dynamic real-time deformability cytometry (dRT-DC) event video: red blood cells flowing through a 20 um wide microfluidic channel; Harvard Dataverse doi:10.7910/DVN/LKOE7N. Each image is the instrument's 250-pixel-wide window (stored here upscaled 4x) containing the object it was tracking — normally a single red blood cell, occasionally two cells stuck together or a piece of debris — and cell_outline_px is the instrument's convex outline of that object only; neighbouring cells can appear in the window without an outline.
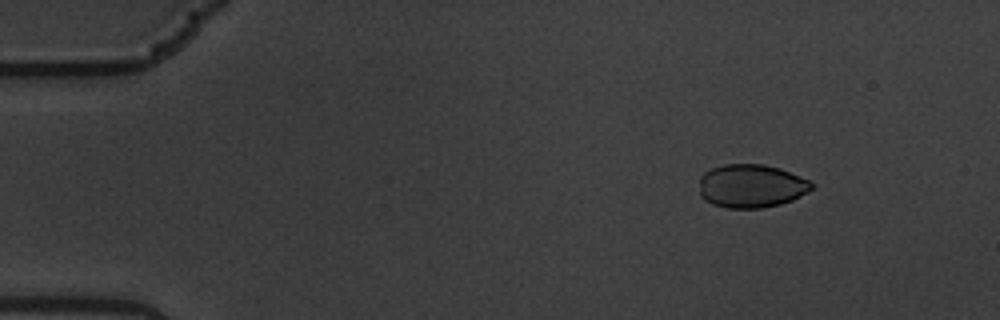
{"species": "common noctule bat (a hibernating species)", "species_latin": "Nyctalus noctula", "temperature_condition": "warm", "stored_images_in_passage": 6, "camera_frame_rate_fps": 3000, "um_per_image_px": 0.085, "animal": {"sex": "male", "body_mass_g": 19.5, "forearm_length_mm": 54.6}, "frame": {"image": 1, "passage_image": 3, "time_ms": 0.667, "image_size_px": [1000, 320], "cell_outline_px": [[816, 184], [808, 192], [792, 200], [780, 204], [760, 208], [728, 208], [712, 204], [704, 200], [700, 196], [700, 176], [704, 172], [712, 168], [724, 164], [764, 164], [780, 168], [808, 180]], "centroid_in_image_um": [63.85, 15.81], "position_along_channel_um": 21.2, "area_um2": 28.55}}
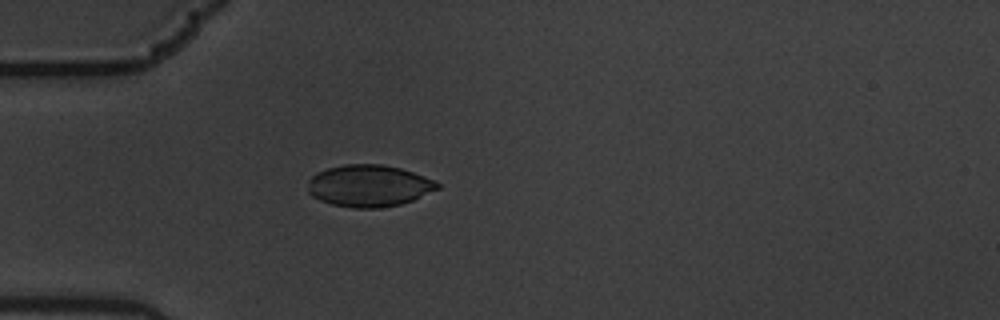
{"frame": {"image": 2, "passage_image": 6, "time_ms": 1.667, "image_size_px": [1000, 320], "cell_outline_px": [[440, 188], [412, 200], [400, 204], [380, 208], [352, 208], [332, 204], [320, 200], [312, 196], [308, 192], [308, 180], [316, 172], [328, 168], [344, 164], [384, 164], [400, 168], [424, 176], [440, 184]], "centroid_in_image_um": [31.34, 15.79], "position_along_channel_um": 53.7, "area_um2": 31.62}}